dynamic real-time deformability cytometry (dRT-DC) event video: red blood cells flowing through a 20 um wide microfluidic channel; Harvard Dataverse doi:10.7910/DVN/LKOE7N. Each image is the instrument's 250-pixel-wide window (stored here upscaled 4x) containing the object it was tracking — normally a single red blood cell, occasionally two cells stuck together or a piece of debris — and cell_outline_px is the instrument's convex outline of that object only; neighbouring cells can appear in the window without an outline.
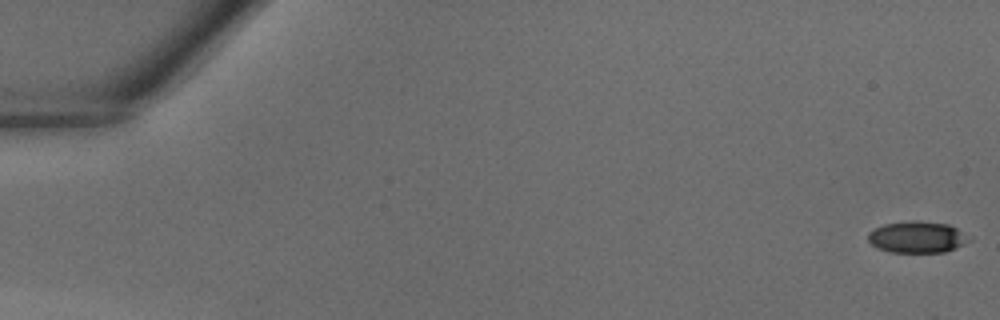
{"species": "common noctule bat (a hibernating species)", "species_latin": "Nyctalus noctula", "temperature_condition": "warm", "stored_images_in_passage": 35, "camera_frame_rate_fps": 3000, "um_per_image_px": 0.085, "animal": {"sex": "male", "body_mass_g": 18.8}, "frame": {"image": 1, "passage_image": 1, "time_ms": 0.0, "image_size_px": [1000, 320], "cell_outline_px": [[972, 240], [956, 248], [944, 252], [888, 252], [876, 248], [868, 240], [868, 232], [884, 224], [912, 220], [916, 220], [948, 224], [972, 236]], "centroid_in_image_um": [77.99, 20.15], "position_along_channel_um": 7.0, "area_um2": 18.79}}
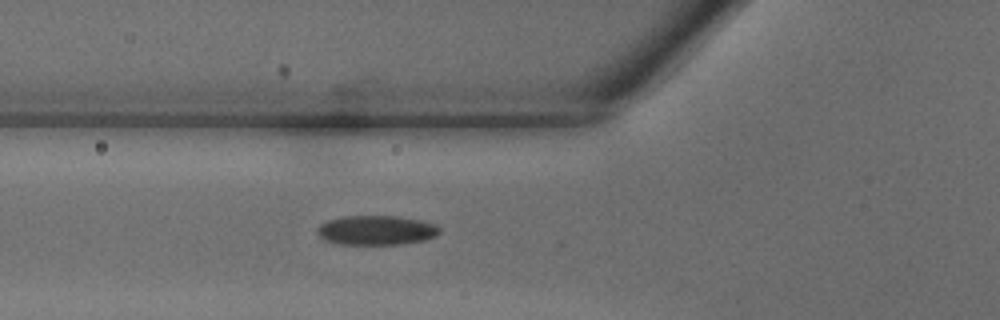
{"frame": {"image": 2, "passage_image": 16, "time_ms": 5.0, "image_size_px": [1000, 320], "cell_outline_px": [[440, 232], [436, 236], [424, 240], [400, 244], [340, 244], [324, 240], [316, 232], [316, 228], [320, 224], [328, 220], [340, 216], [396, 216], [420, 220], [436, 224], [440, 228]], "centroid_in_image_um": [31.97, 19.56], "position_along_channel_um": 93.8, "area_um2": 21.1}}
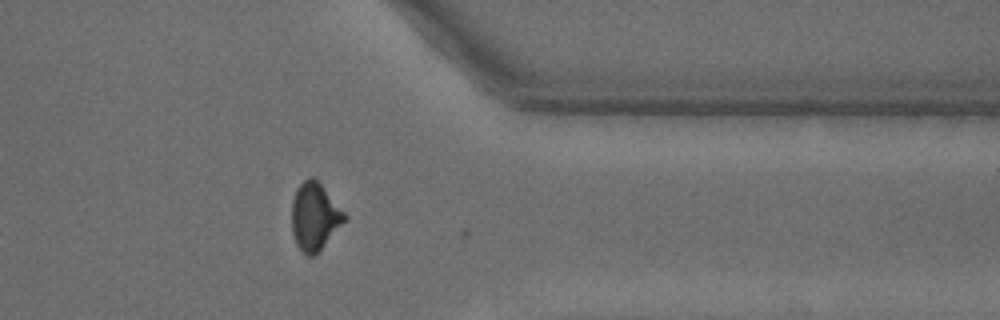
{"frame": {"image": 3, "passage_image": 34, "time_ms": 11.0, "image_size_px": [1000, 320], "cell_outline_px": [[348, 220], [312, 256], [308, 256], [296, 244], [292, 232], [292, 200], [296, 188], [308, 176], [312, 176], [320, 184], [348, 216]], "centroid_in_image_um": [26.75, 18.38], "position_along_channel_um": 384.7, "area_um2": 20.52}}